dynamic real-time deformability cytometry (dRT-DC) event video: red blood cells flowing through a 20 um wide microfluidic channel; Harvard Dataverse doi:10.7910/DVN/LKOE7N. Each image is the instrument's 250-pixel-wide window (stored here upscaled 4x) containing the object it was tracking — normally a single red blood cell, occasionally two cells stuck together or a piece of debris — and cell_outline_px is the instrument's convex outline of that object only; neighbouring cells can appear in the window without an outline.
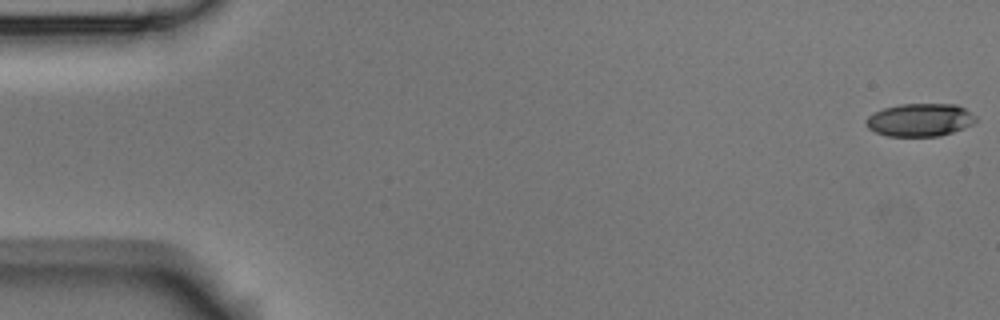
{"species": "Egyptian fruit bat (a non-hibernating species)", "species_latin": "Rousettus aegyptiacus", "temperature_condition": "room temperature", "stored_images_in_passage": 52, "camera_frame_rate_fps": 3000, "um_per_image_px": 0.085, "animal": {"sex": "male"}, "frame": {"image": 1, "passage_image": 1, "time_ms": 0.0, "image_size_px": [1000, 320], "cell_outline_px": [[976, 120], [972, 124], [964, 128], [940, 136], [888, 136], [876, 132], [868, 128], [868, 116], [884, 108], [900, 104], [956, 104], [964, 108], [976, 116]], "centroid_in_image_um": [78.23, 10.19], "position_along_channel_um": 6.8, "area_um2": 20.81}}
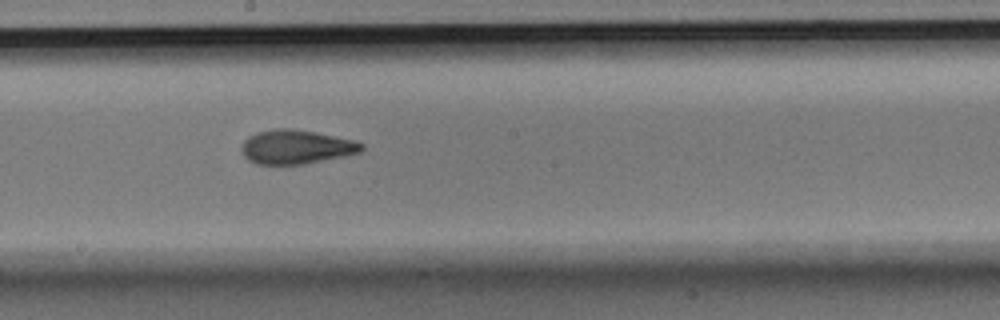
{"frame": {"image": 2, "passage_image": 31, "time_ms": 10.0, "image_size_px": [1000, 320], "cell_outline_px": [[364, 148], [360, 152], [344, 156], [304, 164], [256, 164], [248, 160], [244, 156], [244, 140], [248, 136], [256, 132], [276, 128], [292, 128], [356, 140], [364, 144]], "centroid_in_image_um": [25.2, 12.48], "position_along_channel_um": 223.0, "area_um2": 23.7}}
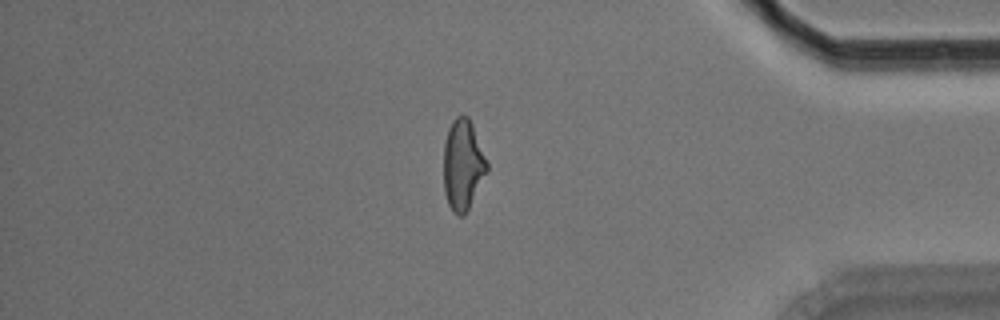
{"frame": {"image": 3, "passage_image": 48, "time_ms": 15.667, "image_size_px": [1000, 320], "cell_outline_px": [[488, 172], [464, 216], [456, 216], [452, 212], [448, 204], [444, 192], [444, 144], [448, 128], [452, 120], [456, 116], [468, 116], [472, 124], [488, 160]], "centroid_in_image_um": [39.35, 14.03], "position_along_channel_um": 395.8, "area_um2": 23.18}}